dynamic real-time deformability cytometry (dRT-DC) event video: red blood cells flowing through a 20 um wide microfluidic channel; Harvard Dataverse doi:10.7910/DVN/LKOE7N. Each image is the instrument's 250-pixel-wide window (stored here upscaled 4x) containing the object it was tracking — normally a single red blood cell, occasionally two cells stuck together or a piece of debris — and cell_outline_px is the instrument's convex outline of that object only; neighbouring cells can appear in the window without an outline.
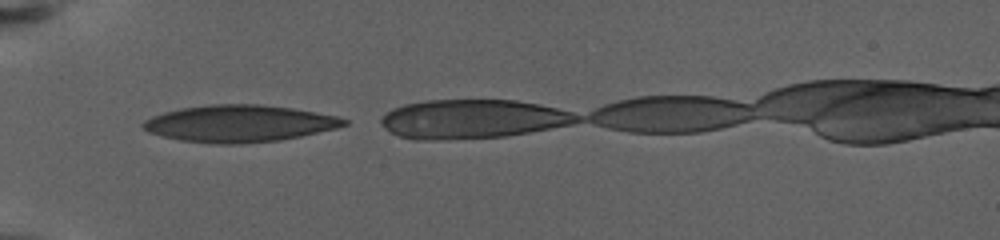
{"species": "human", "species_latin": "Homo sapiens", "temperature_condition": "warm", "stored_images_in_passage": 5, "segment_of_instrument_passage": [1, 2], "camera_frame_rate_fps": 3000, "um_per_image_px": 0.085, "donor": {"sex": "female"}, "frame": {"image": 1, "passage_image": 1, "time_ms": 0.0, "image_size_px": [1000, 240], "cell_outline_px": [[348, 124], [336, 128], [300, 136], [280, 140], [240, 144], [216, 144], [180, 140], [148, 132], [140, 124], [144, 120], [152, 116], [164, 112], [180, 108], [212, 104], [260, 104], [292, 108], [340, 116], [348, 120]], "centroid_in_image_um": [20.35, 10.49], "position_along_channel_um": 64.7, "area_um2": 43.29}}
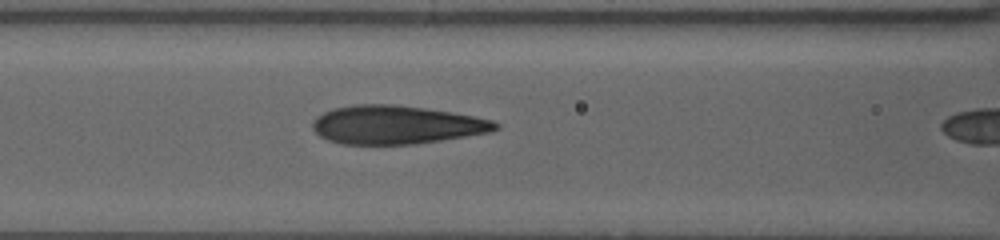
{"frame": {"image": 2, "passage_image": 4, "time_ms": 2.667, "image_size_px": [1000, 240], "cell_outline_px": [[500, 128], [492, 132], [416, 144], [340, 144], [328, 140], [320, 136], [312, 128], [312, 120], [316, 116], [332, 108], [356, 104], [396, 104], [452, 112], [492, 120], [500, 124]], "centroid_in_image_um": [33.67, 10.61], "position_along_channel_um": 132.9, "area_um2": 41.21}}